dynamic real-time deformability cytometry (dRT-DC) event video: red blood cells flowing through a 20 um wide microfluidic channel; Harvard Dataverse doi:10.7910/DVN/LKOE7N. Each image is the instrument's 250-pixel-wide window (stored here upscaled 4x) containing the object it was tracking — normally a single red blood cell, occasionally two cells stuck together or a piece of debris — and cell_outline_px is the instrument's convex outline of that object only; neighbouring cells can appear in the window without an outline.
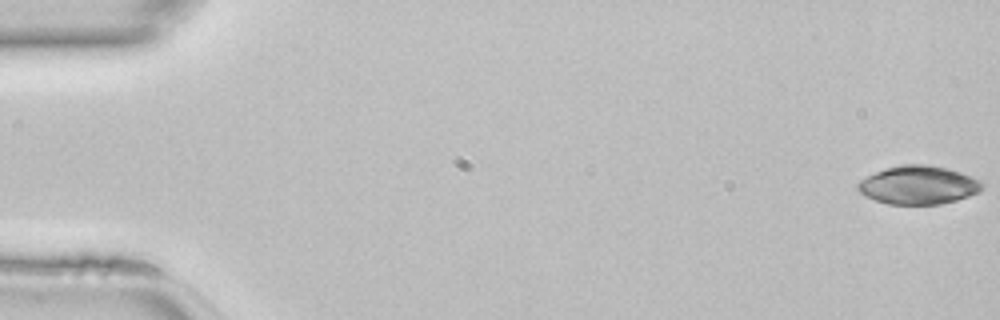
{"species": "common noctule bat (a hibernating species)", "species_latin": "Nyctalus noctula", "temperature_condition": "room temperature", "stored_images_in_passage": 46, "camera_frame_rate_fps": 3000, "um_per_image_px": 0.085, "animal": {"sex": "female", "body_mass_g": 22.7, "forearm_length_mm": 54.2}, "frame": {"image": 1, "passage_image": 1, "time_ms": 0.0, "image_size_px": [1000, 320], "cell_outline_px": [[984, 188], [980, 192], [956, 200], [940, 204], [888, 204], [864, 196], [856, 188], [856, 184], [860, 180], [884, 168], [904, 164], [928, 164], [948, 168], [960, 172], [980, 180], [984, 184]], "centroid_in_image_um": [78.07, 15.72], "position_along_channel_um": 6.9, "area_um2": 27.98}}
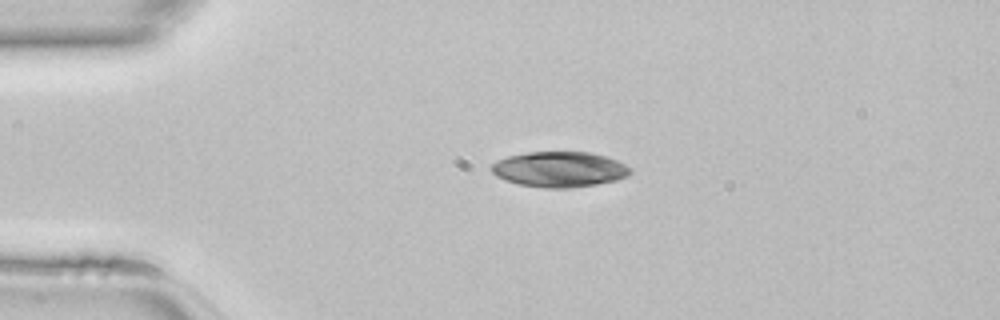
{"frame": {"image": 2, "passage_image": 11, "time_ms": 3.333, "image_size_px": [1000, 320], "cell_outline_px": [[632, 172], [628, 176], [616, 180], [596, 184], [568, 188], [544, 188], [520, 184], [504, 180], [496, 176], [492, 172], [492, 164], [496, 160], [508, 156], [528, 152], [592, 152], [616, 160], [632, 168]], "centroid_in_image_um": [47.55, 14.39], "position_along_channel_um": 37.4, "area_um2": 28.67}}
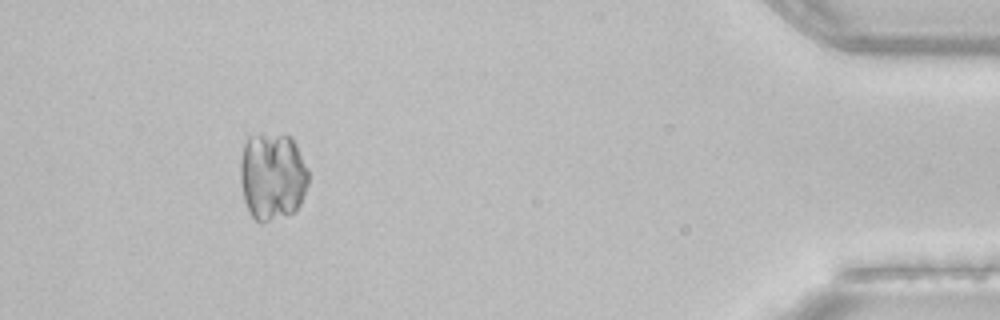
{"frame": {"image": 3, "passage_image": 43, "time_ms": 14.0, "image_size_px": [1000, 320], "cell_outline_px": [[308, 184], [300, 204], [296, 212], [268, 220], [256, 220], [252, 216], [244, 200], [240, 180], [240, 160], [244, 144], [248, 136], [260, 132], [292, 136], [308, 168]], "centroid_in_image_um": [23.15, 14.92], "position_along_channel_um": 412.0, "area_um2": 35.2}}